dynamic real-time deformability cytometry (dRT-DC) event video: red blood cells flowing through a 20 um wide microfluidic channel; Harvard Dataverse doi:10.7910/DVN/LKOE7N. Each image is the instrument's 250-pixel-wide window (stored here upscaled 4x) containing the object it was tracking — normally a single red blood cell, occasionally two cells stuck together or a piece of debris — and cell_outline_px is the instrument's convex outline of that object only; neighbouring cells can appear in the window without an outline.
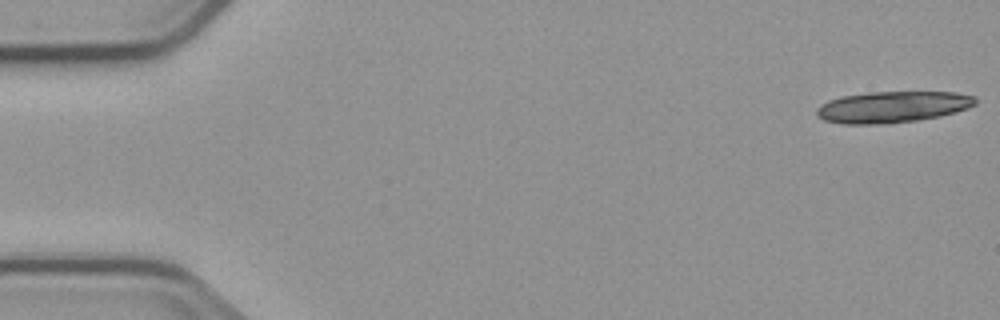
{"species": "common noctule bat (a hibernating species)", "species_latin": "Nyctalus noctula", "temperature_condition": "cold", "stored_images_in_passage": 6, "camera_frame_rate_fps": 3000, "um_per_image_px": 0.085, "animal": {"sex": "male", "body_mass_g": 23.1, "forearm_length_mm": 52.7}, "frame": {"image": 1, "passage_image": 1, "time_ms": 0.0, "image_size_px": [1000, 320], "cell_outline_px": [[976, 104], [968, 108], [956, 112], [940, 116], [916, 120], [888, 124], [844, 124], [824, 120], [816, 112], [816, 108], [820, 104], [828, 100], [840, 96], [868, 92], [956, 92], [976, 96]], "centroid_in_image_um": [75.86, 9.08], "position_along_channel_um": 9.1, "area_um2": 29.19}}